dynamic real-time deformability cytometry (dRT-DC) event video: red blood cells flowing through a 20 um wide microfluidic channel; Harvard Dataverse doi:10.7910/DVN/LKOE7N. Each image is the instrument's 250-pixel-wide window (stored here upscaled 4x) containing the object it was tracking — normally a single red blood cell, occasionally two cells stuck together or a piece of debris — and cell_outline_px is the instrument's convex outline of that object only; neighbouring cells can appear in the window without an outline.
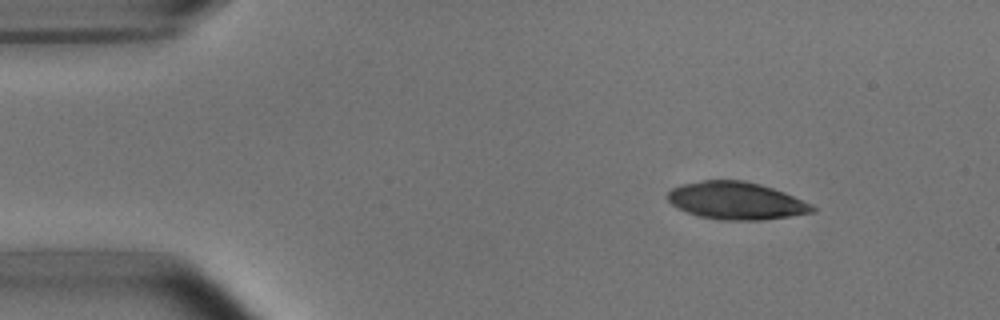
{"species": "common noctule bat (a hibernating species)", "species_latin": "Nyctalus noctula", "temperature_condition": "room temperature", "stored_images_in_passage": 4, "camera_frame_rate_fps": 3000, "um_per_image_px": 0.085, "animal": {"sex": "male", "body_mass_g": 15.6}, "frame": {"image": 1, "passage_image": 2, "time_ms": 0.333, "image_size_px": [1000, 320], "cell_outline_px": [[816, 212], [760, 220], [720, 220], [700, 216], [688, 212], [672, 204], [668, 200], [668, 192], [672, 188], [680, 184], [704, 180], [744, 180], [760, 184], [784, 192], [812, 204], [816, 208]], "centroid_in_image_um": [62.59, 17.05], "position_along_channel_um": 22.4, "area_um2": 31.44}}